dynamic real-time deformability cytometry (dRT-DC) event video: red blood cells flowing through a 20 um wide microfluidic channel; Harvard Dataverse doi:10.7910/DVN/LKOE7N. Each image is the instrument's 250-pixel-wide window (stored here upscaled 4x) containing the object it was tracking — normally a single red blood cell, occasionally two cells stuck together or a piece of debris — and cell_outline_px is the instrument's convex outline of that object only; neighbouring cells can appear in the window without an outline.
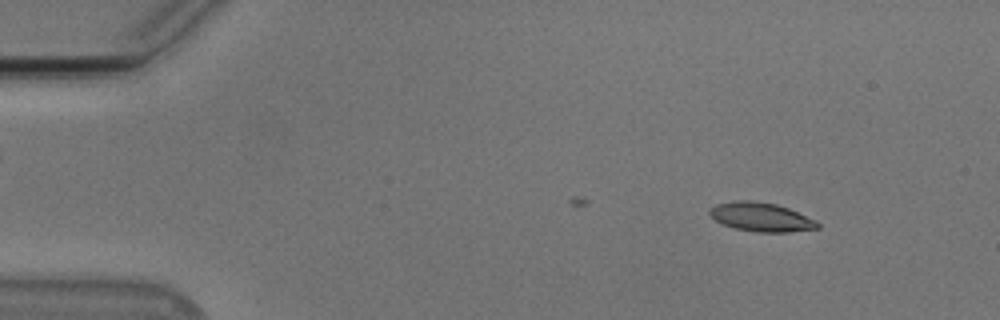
{"species": "Egyptian fruit bat (a non-hibernating species)", "species_latin": "Rousettus aegyptiacus", "temperature_condition": "cold", "stored_images_in_passage": 52, "camera_frame_rate_fps": 3000, "um_per_image_px": 0.085, "animal": {"sex": "male"}, "frame": {"image": 1, "passage_image": 7, "time_ms": 2.0, "image_size_px": [1000, 320], "cell_outline_px": [[820, 228], [788, 232], [756, 232], [736, 228], [724, 224], [716, 220], [708, 212], [716, 204], [736, 200], [748, 200], [776, 204], [788, 208], [816, 220], [820, 224]], "centroid_in_image_um": [64.73, 18.45], "position_along_channel_um": 20.3, "area_um2": 17.98}}
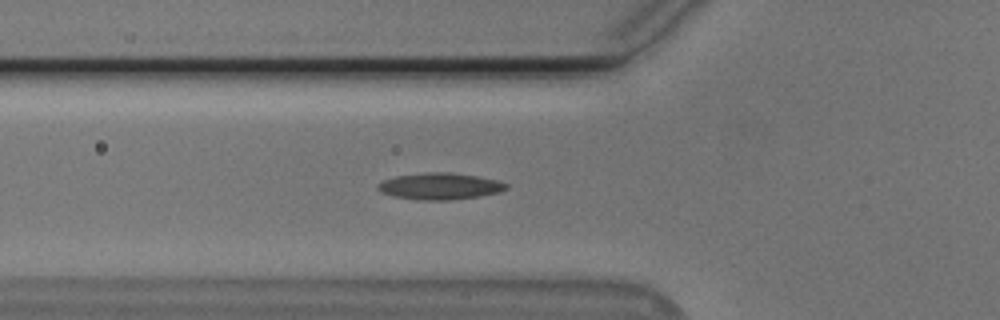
{"frame": {"image": 2, "passage_image": 20, "time_ms": 6.333, "image_size_px": [1000, 320], "cell_outline_px": [[508, 188], [500, 192], [480, 196], [452, 200], [416, 200], [392, 196], [380, 192], [376, 188], [376, 184], [384, 180], [396, 176], [428, 172], [452, 172], [476, 176], [496, 180], [508, 184]], "centroid_in_image_um": [37.37, 15.83], "position_along_channel_um": 88.4, "area_um2": 20.06}}
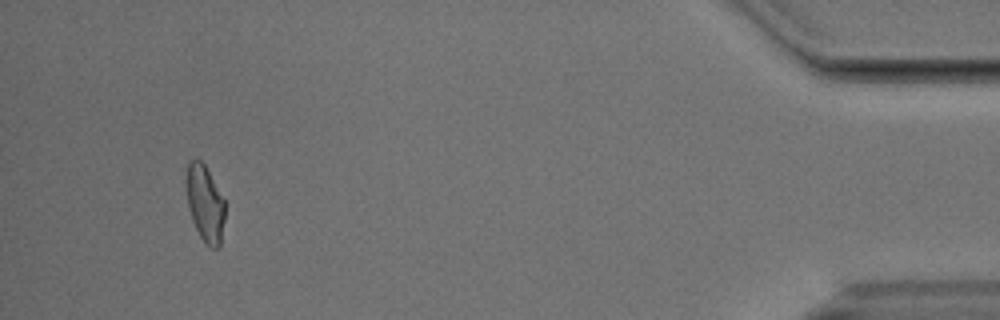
{"frame": {"image": 3, "passage_image": 52, "time_ms": 17.0, "image_size_px": [1000, 320], "cell_outline_px": [[224, 220], [220, 244], [216, 248], [212, 248], [204, 244], [192, 220], [188, 208], [184, 188], [184, 176], [188, 164], [192, 160], [200, 160], [204, 164], [224, 200]], "centroid_in_image_um": [17.37, 17.28], "position_along_channel_um": 417.8, "area_um2": 17.4}, "authors_computed_cell_mechanics": {"area_um2": 17.9758, "velocity_mm_per_s": 3.7509, "shape_relaxation_time_tau1_ms": null, "shape_relaxation_time_tau2_ms": 4.1602, "deformation_change_tau1": null, "deformation_change_tau2": 0.124}}